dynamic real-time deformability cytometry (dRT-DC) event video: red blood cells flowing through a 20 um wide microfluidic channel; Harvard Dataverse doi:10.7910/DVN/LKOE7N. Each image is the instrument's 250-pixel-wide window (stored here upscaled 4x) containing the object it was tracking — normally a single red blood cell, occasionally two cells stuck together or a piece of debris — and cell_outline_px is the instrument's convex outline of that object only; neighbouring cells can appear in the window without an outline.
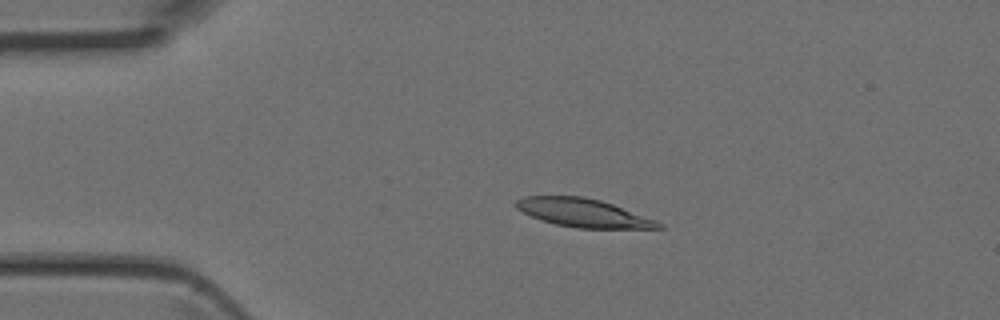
{"species": "Egyptian fruit bat (a non-hibernating species)", "species_latin": "Rousettus aegyptiacus", "temperature_condition": "room temperature", "stored_images_in_passage": 4, "camera_frame_rate_fps": 3000, "um_per_image_px": 0.085, "animal": {"sex": "female"}, "frame": {"image": 1, "passage_image": 3, "time_ms": 0.667, "image_size_px": [1000, 320], "cell_outline_px": [[664, 228], [576, 228], [556, 224], [540, 220], [516, 208], [512, 204], [516, 200], [524, 196], [584, 196], [600, 200], [612, 204], [656, 220], [664, 224]], "centroid_in_image_um": [49.55, 18.09], "position_along_channel_um": 35.5, "area_um2": 23.47}}